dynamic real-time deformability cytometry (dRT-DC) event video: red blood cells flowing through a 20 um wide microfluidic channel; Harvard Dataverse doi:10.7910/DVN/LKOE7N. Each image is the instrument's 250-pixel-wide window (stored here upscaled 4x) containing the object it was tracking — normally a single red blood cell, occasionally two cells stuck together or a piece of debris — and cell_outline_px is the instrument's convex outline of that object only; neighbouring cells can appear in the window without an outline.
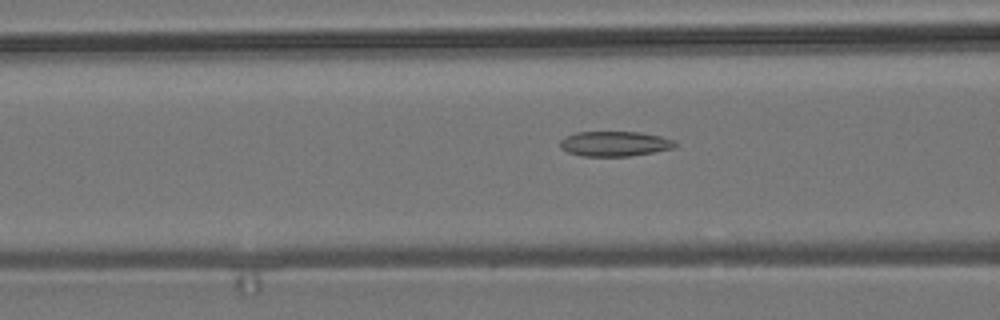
{"species": "common noctule bat (a hibernating species)", "species_latin": "Nyctalus noctula", "temperature_condition": "room temperature", "stored_images_in_passage": 40, "camera_frame_rate_fps": 3000, "um_per_image_px": 0.085, "animal": {"sex": "male", "body_mass_g": 19.2, "forearm_length_mm": 51.8}, "frame": {"image": 1, "passage_image": 12, "time_ms": 3.667, "image_size_px": [1000, 320], "cell_outline_px": [[676, 148], [628, 156], [584, 156], [568, 152], [560, 148], [560, 140], [564, 136], [576, 132], [640, 132], [660, 136], [672, 140], [676, 144]], "centroid_in_image_um": [52.21, 12.21], "position_along_channel_um": 114.4, "area_um2": 16.7}}
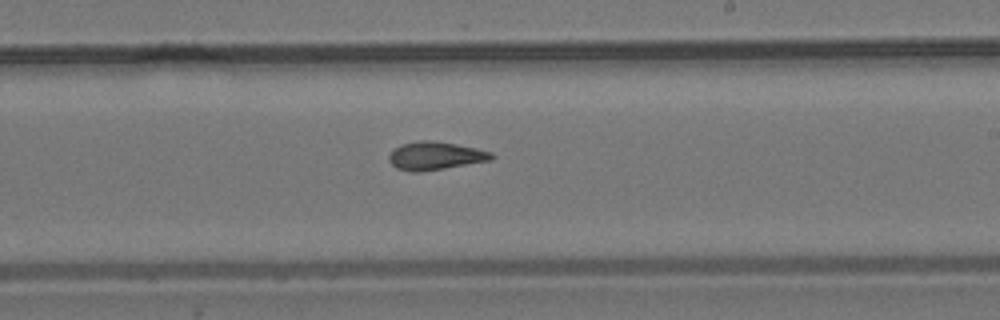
{"frame": {"image": 2, "passage_image": 23, "time_ms": 7.333, "image_size_px": [1000, 320], "cell_outline_px": [[496, 156], [492, 160], [420, 172], [412, 172], [396, 168], [388, 160], [388, 156], [400, 144], [420, 140], [428, 140], [456, 144], [476, 148], [492, 152]], "centroid_in_image_um": [37.01, 13.24], "position_along_channel_um": 252.0, "area_um2": 16.76}}
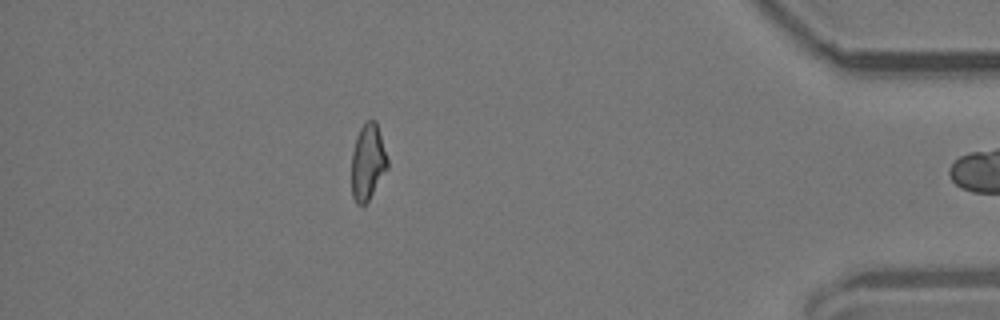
{"frame": {"image": 3, "passage_image": 39, "time_ms": 12.667, "image_size_px": [1000, 320], "cell_outline_px": [[388, 168], [368, 200], [364, 204], [356, 204], [352, 196], [352, 152], [356, 136], [364, 120], [376, 120], [388, 160]], "centroid_in_image_um": [31.25, 13.74], "position_along_channel_um": 403.9, "area_um2": 15.9}}